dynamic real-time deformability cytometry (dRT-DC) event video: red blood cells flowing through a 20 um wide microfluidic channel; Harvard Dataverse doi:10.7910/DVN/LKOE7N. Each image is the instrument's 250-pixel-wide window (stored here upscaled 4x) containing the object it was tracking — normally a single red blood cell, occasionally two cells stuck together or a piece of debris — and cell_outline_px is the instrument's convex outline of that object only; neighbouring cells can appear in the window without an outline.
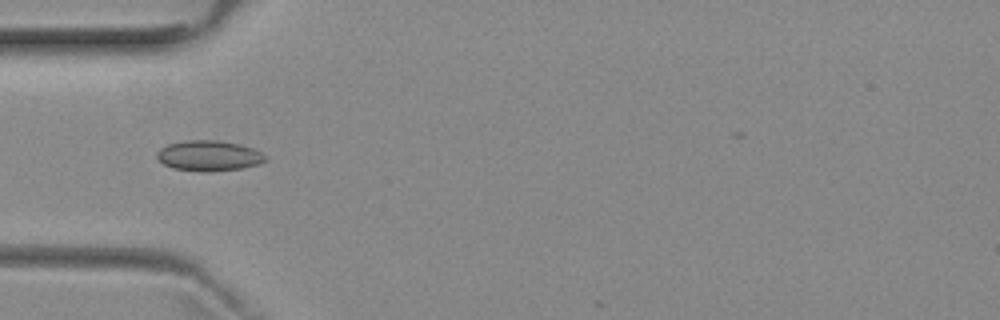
{"species": "common noctule bat (a hibernating species)", "species_latin": "Nyctalus noctula", "temperature_condition": "room temperature", "stored_images_in_passage": 3, "camera_frame_rate_fps": 3000, "um_per_image_px": 0.085, "animal": {"sex": "female", "body_mass_g": 29.2, "forearm_length_mm": 56.3}, "frame": {"image": 1, "passage_image": 2, "time_ms": 1.333, "image_size_px": [1000, 320], "cell_outline_px": [[268, 160], [260, 164], [240, 168], [204, 172], [172, 168], [164, 164], [156, 156], [156, 152], [160, 148], [168, 144], [184, 140], [220, 140], [240, 144], [252, 148], [268, 156]], "centroid_in_image_um": [17.77, 13.23], "position_along_channel_um": 67.2, "area_um2": 19.36}}
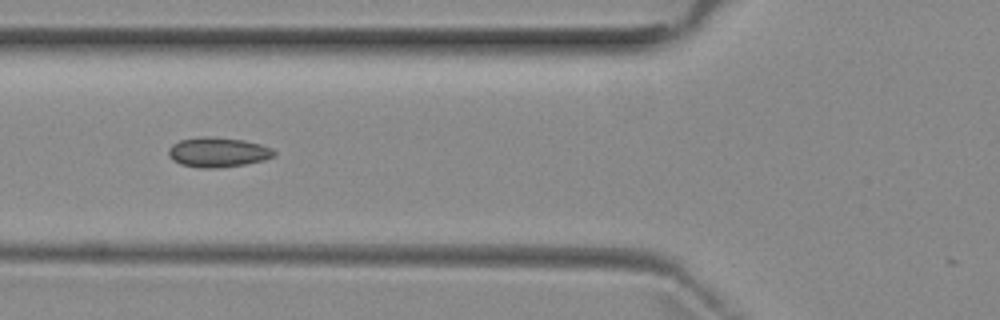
{"frame": {"image": 2, "passage_image": 3, "time_ms": 2.333, "image_size_px": [1000, 320], "cell_outline_px": [[276, 156], [264, 160], [244, 164], [220, 168], [196, 168], [180, 164], [172, 160], [168, 156], [168, 148], [172, 144], [180, 140], [200, 136], [208, 136], [244, 140], [260, 144], [272, 148], [276, 152]], "centroid_in_image_um": [18.5, 12.94], "position_along_channel_um": 107.3, "area_um2": 18.61}}